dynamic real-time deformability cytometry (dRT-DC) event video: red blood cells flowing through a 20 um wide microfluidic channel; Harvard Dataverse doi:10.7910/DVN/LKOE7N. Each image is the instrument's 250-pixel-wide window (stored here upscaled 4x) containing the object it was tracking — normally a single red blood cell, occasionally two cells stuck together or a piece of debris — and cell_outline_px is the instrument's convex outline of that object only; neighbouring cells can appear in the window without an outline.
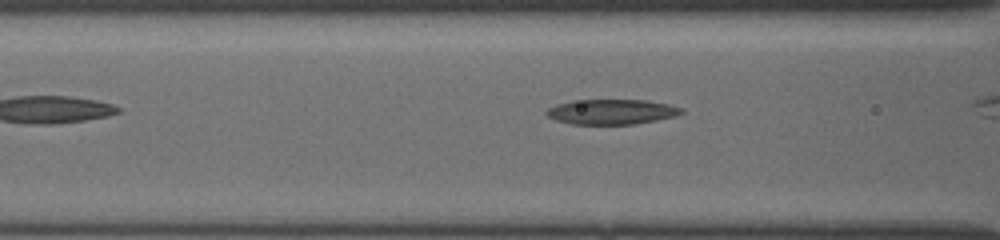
{"species": "common noctule bat (a hibernating species)", "species_latin": "Nyctalus noctula", "temperature_condition": "cold", "stored_images_in_passage": 20, "camera_frame_rate_fps": 3000, "um_per_image_px": 0.085, "animal": {"sex": "female", "body_mass_g": 19.5, "forearm_length_mm": 54.1}, "frame": {"image": 1, "passage_image": 9, "time_ms": 1.333, "image_size_px": [1000, 240], "cell_outline_px": [[684, 112], [676, 116], [656, 120], [632, 124], [572, 124], [556, 120], [548, 116], [544, 112], [548, 108], [556, 104], [572, 100], [644, 100], [668, 104], [680, 108]], "centroid_in_image_um": [51.95, 9.5], "position_along_channel_um": 114.7, "area_um2": 19.59}}